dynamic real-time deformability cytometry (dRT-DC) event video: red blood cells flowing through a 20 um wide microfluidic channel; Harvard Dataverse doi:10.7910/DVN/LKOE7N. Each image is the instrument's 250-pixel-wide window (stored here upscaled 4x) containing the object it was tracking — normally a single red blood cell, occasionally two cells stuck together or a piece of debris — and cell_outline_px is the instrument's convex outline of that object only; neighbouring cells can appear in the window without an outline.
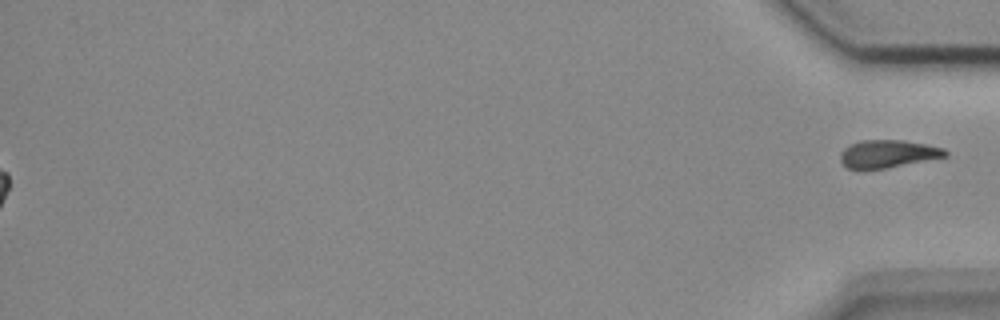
{"species": "common noctule bat (a hibernating species)", "species_latin": "Nyctalus noctula", "temperature_condition": "cold", "stored_images_in_passage": 55, "segment_of_instrument_passage": [2, 2], "camera_frame_rate_fps": 3000, "um_per_image_px": 0.085, "animal": {"sex": "female", "body_mass_g": 18.4}, "frame": {"image": 1, "passage_image": 55, "time_ms": 18.0, "image_size_px": [1000, 320], "cell_outline_px": [[948, 156], [864, 172], [848, 168], [840, 160], [840, 152], [844, 148], [860, 140], [904, 140], [944, 148], [948, 152]], "centroid_in_image_um": [75.42, 13.1], "position_along_channel_um": 359.8, "area_um2": 17.22}}